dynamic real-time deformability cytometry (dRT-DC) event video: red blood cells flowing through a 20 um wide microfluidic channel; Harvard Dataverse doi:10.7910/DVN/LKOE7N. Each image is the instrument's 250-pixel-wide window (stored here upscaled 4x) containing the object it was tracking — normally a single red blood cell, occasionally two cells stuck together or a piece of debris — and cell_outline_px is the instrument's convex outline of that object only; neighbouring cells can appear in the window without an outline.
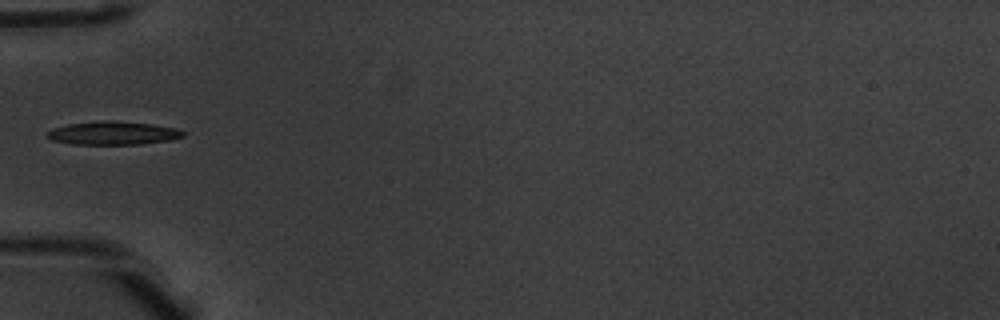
{"species": "common noctule bat (a hibernating species)", "species_latin": "Nyctalus noctula", "temperature_condition": "warm", "stored_images_in_passage": 4, "camera_frame_rate_fps": 3000, "um_per_image_px": 0.085, "animal": {"sex": "male", "body_mass_g": 20.1, "forearm_length_mm": 53.5}, "frame": {"image": 1, "passage_image": 3, "time_ms": 0.667, "image_size_px": [1000, 320], "cell_outline_px": [[184, 136], [168, 140], [140, 144], [72, 144], [52, 140], [44, 136], [52, 128], [68, 124], [104, 120], [112, 120], [152, 124], [176, 128], [184, 132]], "centroid_in_image_um": [9.57, 11.31], "position_along_channel_um": 75.4, "area_um2": 18.44}}